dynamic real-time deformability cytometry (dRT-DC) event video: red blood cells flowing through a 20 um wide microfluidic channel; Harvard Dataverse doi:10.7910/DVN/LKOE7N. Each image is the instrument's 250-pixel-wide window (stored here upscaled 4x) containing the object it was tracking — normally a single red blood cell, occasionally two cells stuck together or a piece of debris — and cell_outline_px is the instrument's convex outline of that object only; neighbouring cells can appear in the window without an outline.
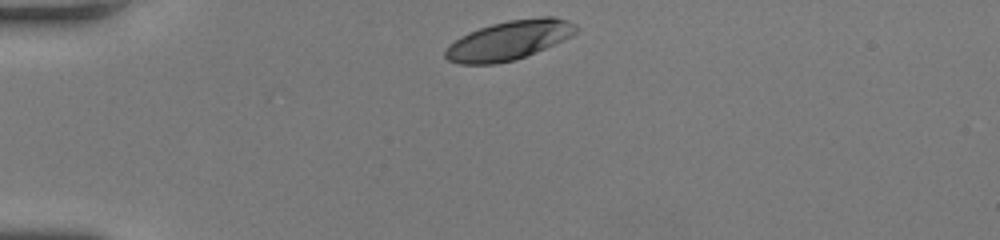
{"species": "human", "species_latin": "Homo sapiens", "temperature_condition": "room temperature", "stored_images_in_passage": 31, "camera_frame_rate_fps": 3000, "um_per_image_px": 0.085, "donor": {"sex": "female"}, "frame": {"image": 1, "passage_image": 1, "time_ms": 0.0, "image_size_px": [1000, 240], "cell_outline_px": [[580, 28], [576, 32], [536, 52], [516, 60], [496, 64], [460, 64], [448, 60], [444, 56], [444, 52], [448, 44], [460, 36], [468, 32], [492, 24], [508, 20], [540, 16], [556, 16], [568, 20], [576, 24]], "centroid_in_image_um": [43.23, 3.41], "position_along_channel_um": 41.8, "area_um2": 29.94}}
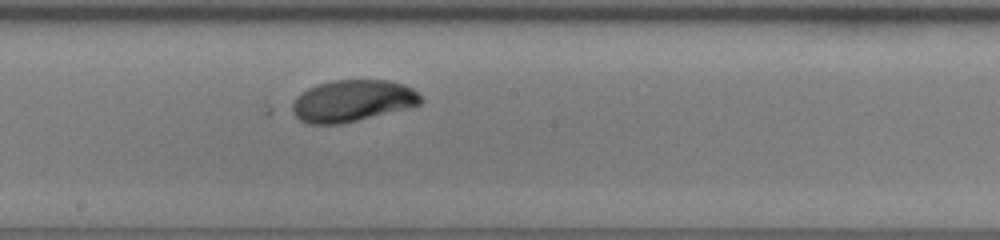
{"frame": {"image": 2, "passage_image": 17, "time_ms": 5.333, "image_size_px": [1000, 240], "cell_outline_px": [[424, 100], [420, 104], [408, 108], [340, 124], [308, 124], [300, 120], [292, 112], [292, 104], [296, 96], [300, 92], [316, 84], [332, 80], [388, 80], [404, 84], [412, 88]], "centroid_in_image_um": [29.93, 8.56], "position_along_channel_um": 218.3, "area_um2": 31.33}}
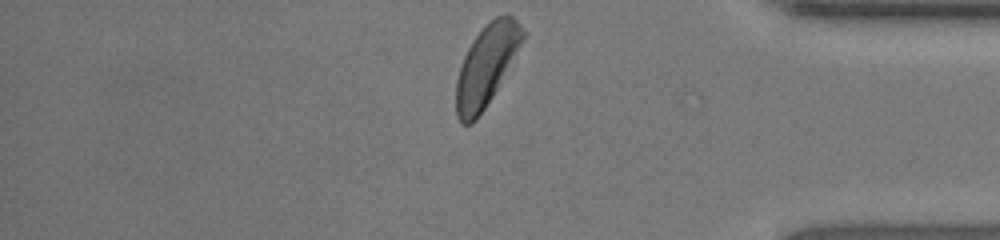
{"frame": {"image": 3, "passage_image": 31, "time_ms": 10.0, "image_size_px": [1000, 240], "cell_outline_px": [[524, 36], [492, 96], [476, 120], [472, 124], [460, 124], [456, 116], [456, 80], [464, 56], [472, 40], [496, 16], [504, 12], [508, 12], [516, 20], [524, 32]], "centroid_in_image_um": [41.29, 5.59], "position_along_channel_um": 393.9, "area_um2": 30.35}, "authors_computed_cell_mechanics": {"area_um2": 31.0964, "velocity_mm_per_s": 4.1348, "shape_relaxation_time_tau1_ms": 2.65, "shape_relaxation_time_tau2_ms": null, "deformation_change_tau1": 0.1316, "deformation_change_tau2": null}}